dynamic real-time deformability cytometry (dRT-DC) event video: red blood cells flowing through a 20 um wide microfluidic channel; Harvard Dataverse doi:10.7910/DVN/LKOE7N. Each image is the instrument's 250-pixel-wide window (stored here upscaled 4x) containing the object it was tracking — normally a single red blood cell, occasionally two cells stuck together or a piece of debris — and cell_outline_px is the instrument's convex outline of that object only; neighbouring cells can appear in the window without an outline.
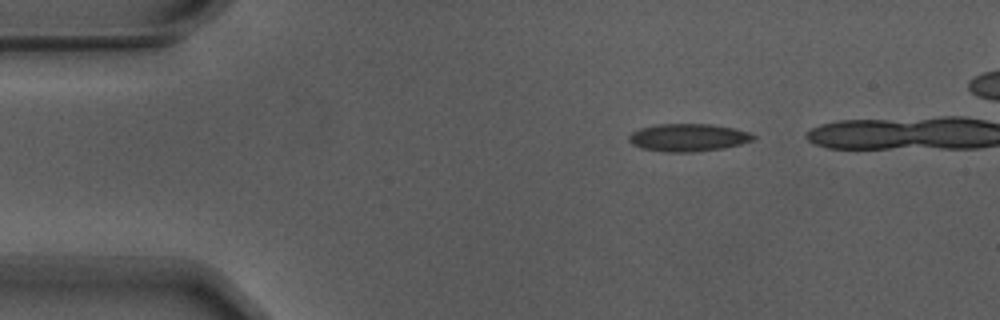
{"species": "Egyptian fruit bat (a non-hibernating species)", "species_latin": "Rousettus aegyptiacus", "temperature_condition": "warm", "stored_images_in_passage": 28, "camera_frame_rate_fps": 3000, "um_per_image_px": 0.085, "animal": {"sex": "male"}, "frame": {"image": 1, "passage_image": 1, "time_ms": 0.0, "image_size_px": [1000, 320], "cell_outline_px": [[756, 140], [724, 148], [692, 152], [664, 152], [640, 148], [632, 144], [628, 140], [628, 136], [632, 132], [640, 128], [660, 124], [712, 124], [732, 128], [748, 132], [756, 136]], "centroid_in_image_um": [58.49, 11.7], "position_along_channel_um": 26.5, "area_um2": 20.11}}
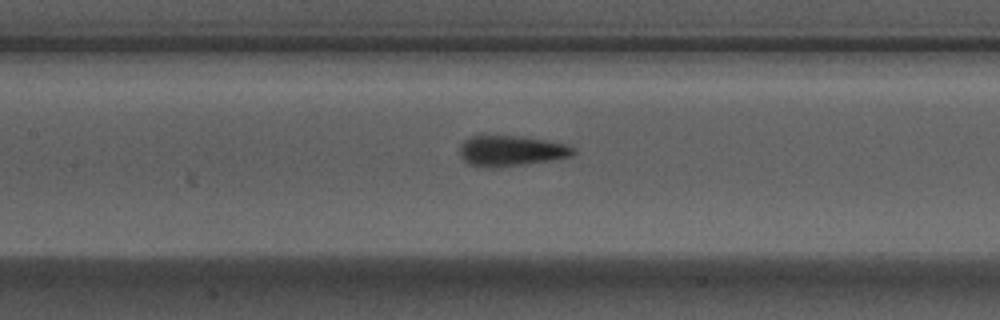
{"frame": {"image": 2, "passage_image": 17, "time_ms": 5.333, "image_size_px": [1000, 320], "cell_outline_px": [[576, 152], [572, 156], [552, 160], [496, 168], [484, 168], [468, 164], [460, 156], [460, 144], [464, 140], [472, 136], [524, 136], [568, 144], [576, 148]], "centroid_in_image_um": [43.46, 12.83], "position_along_channel_um": 163.9, "area_um2": 20.52}}
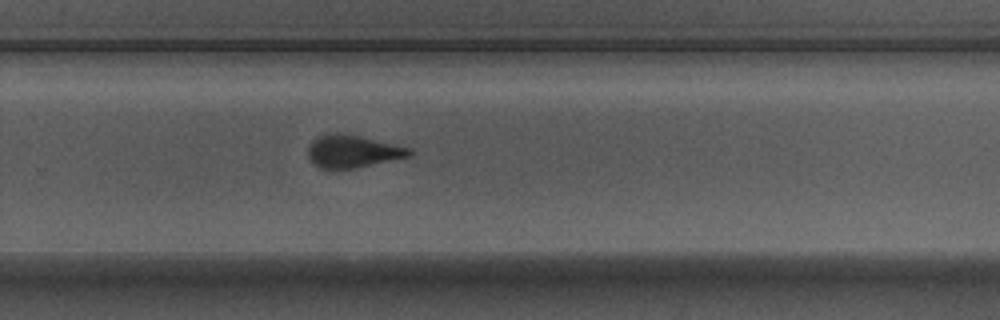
{"frame": {"image": 3, "passage_image": 28, "time_ms": 9.0, "image_size_px": [1000, 320], "cell_outline_px": [[412, 156], [352, 168], [320, 168], [308, 156], [308, 148], [312, 140], [328, 132], [332, 132], [356, 136], [412, 148]], "centroid_in_image_um": [29.98, 12.86], "position_along_channel_um": 299.8, "area_um2": 18.73}}